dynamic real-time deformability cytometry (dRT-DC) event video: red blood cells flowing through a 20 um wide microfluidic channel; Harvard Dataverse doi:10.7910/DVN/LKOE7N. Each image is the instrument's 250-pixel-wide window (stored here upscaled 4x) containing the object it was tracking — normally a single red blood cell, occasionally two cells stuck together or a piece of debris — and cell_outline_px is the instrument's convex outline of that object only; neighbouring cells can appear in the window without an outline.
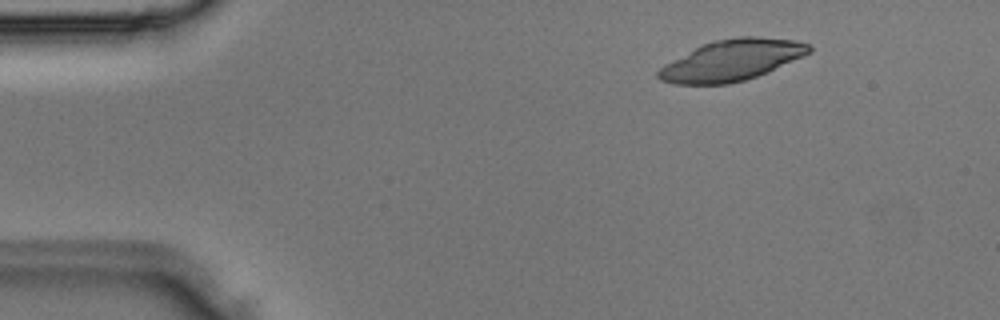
{"species": "Egyptian fruit bat (a non-hibernating species)", "species_latin": "Rousettus aegyptiacus", "temperature_condition": "room temperature", "stored_images_in_passage": 4, "camera_frame_rate_fps": 3000, "um_per_image_px": 0.085, "animal": {"sex": "male"}, "frame": {"image": 1, "passage_image": 4, "time_ms": 1.0, "image_size_px": [1000, 320], "cell_outline_px": [[812, 52], [804, 56], [756, 76], [744, 80], [728, 84], [672, 84], [660, 80], [656, 76], [656, 72], [664, 64], [704, 44], [716, 40], [740, 36], [760, 36], [796, 40], [812, 44]], "centroid_in_image_um": [62.22, 5.11], "position_along_channel_um": 22.8, "area_um2": 35.89}}